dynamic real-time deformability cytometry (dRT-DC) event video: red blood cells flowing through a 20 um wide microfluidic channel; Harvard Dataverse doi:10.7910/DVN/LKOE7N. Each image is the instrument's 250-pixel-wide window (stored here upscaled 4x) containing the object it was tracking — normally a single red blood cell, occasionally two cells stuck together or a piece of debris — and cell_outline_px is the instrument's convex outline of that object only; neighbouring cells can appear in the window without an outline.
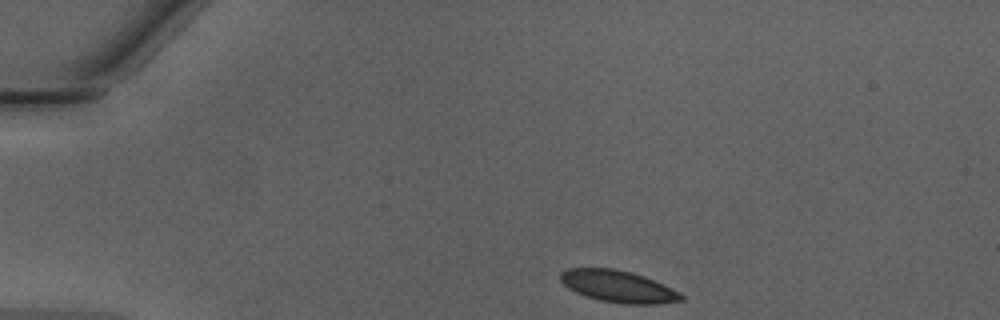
{"species": "Egyptian fruit bat (a non-hibernating species)", "species_latin": "Rousettus aegyptiacus", "temperature_condition": "warm", "stored_images_in_passage": 34, "camera_frame_rate_fps": 3000, "um_per_image_px": 0.085, "animal": {"sex": "male"}, "frame": {"image": 1, "passage_image": 1, "time_ms": 0.0, "image_size_px": [1000, 320], "cell_outline_px": [[684, 300], [656, 304], [624, 304], [600, 300], [576, 292], [568, 288], [560, 280], [560, 272], [568, 268], [612, 268], [632, 272], [644, 276], [680, 292], [684, 296]], "centroid_in_image_um": [52.54, 24.34], "position_along_channel_um": 32.5, "area_um2": 22.31}}
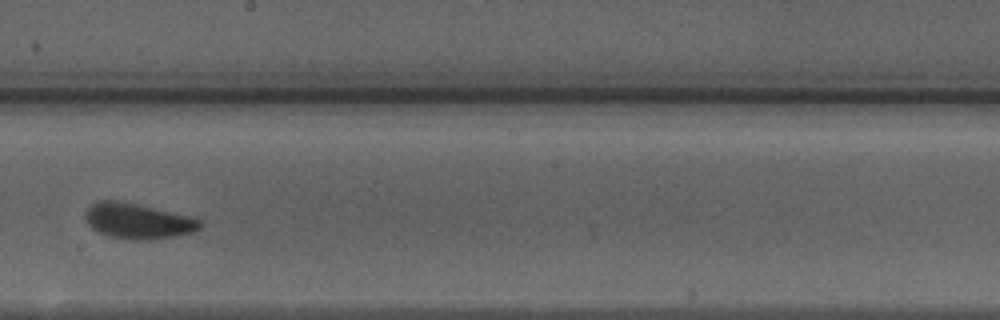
{"frame": {"image": 2, "passage_image": 20, "time_ms": 6.333, "image_size_px": [1000, 320], "cell_outline_px": [[204, 224], [196, 232], [148, 240], [136, 240], [108, 236], [96, 232], [88, 224], [84, 216], [84, 212], [92, 204], [100, 200], [116, 200], [136, 204], [192, 216], [200, 220]], "centroid_in_image_um": [11.72, 18.79], "position_along_channel_um": 236.5, "area_um2": 23.81}}
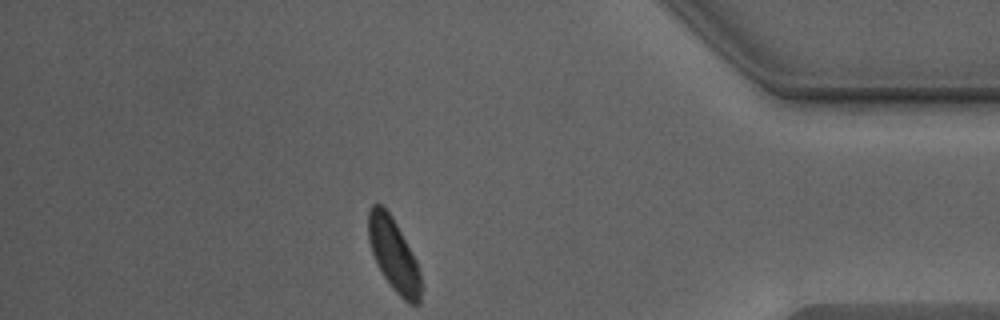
{"frame": {"image": 3, "passage_image": 34, "time_ms": 11.0, "image_size_px": [1000, 320], "cell_outline_px": [[420, 304], [412, 304], [404, 300], [392, 288], [384, 276], [372, 252], [368, 240], [368, 212], [372, 204], [380, 204], [392, 216], [416, 260], [420, 272]], "centroid_in_image_um": [33.45, 21.64], "position_along_channel_um": 401.7, "area_um2": 21.85}, "authors_computed_cell_mechanics": {"area_um2": 23.0911, "velocity_mm_per_s": 4.2552, "shape_relaxation_time_tau1_ms": 1.9839, "shape_relaxation_time_tau2_ms": 0.8567, "deformation_change_tau1": 0.1018, "deformation_change_tau2": 0.0628}}